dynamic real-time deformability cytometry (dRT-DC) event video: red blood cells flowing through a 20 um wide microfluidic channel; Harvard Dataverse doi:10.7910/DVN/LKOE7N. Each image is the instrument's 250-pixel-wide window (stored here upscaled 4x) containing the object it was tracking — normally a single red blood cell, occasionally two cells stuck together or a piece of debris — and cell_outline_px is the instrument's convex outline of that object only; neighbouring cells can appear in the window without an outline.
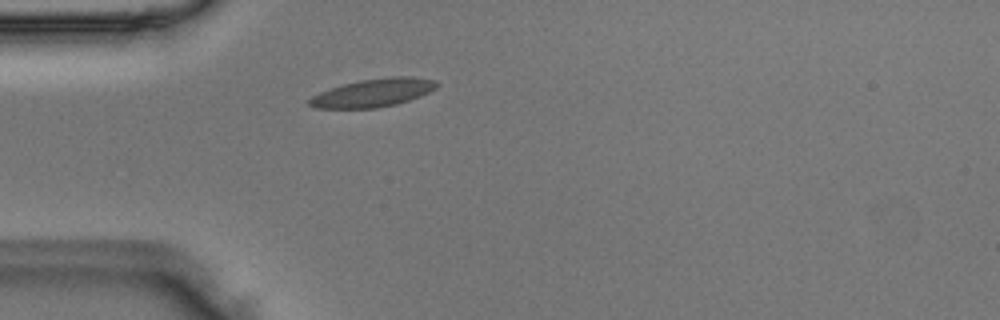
{"species": "Egyptian fruit bat (a non-hibernating species)", "species_latin": "Rousettus aegyptiacus", "temperature_condition": "room temperature", "stored_images_in_passage": 27, "camera_frame_rate_fps": 3000, "um_per_image_px": 0.085, "animal": {"sex": "male"}, "frame": {"image": 1, "passage_image": 2, "time_ms": 0.333, "image_size_px": [1000, 320], "cell_outline_px": [[440, 84], [436, 88], [420, 96], [396, 104], [376, 108], [316, 108], [308, 104], [308, 100], [312, 96], [320, 92], [344, 84], [360, 80], [388, 76], [412, 76], [436, 80]], "centroid_in_image_um": [31.75, 7.87], "position_along_channel_um": 53.2, "area_um2": 20.87}}
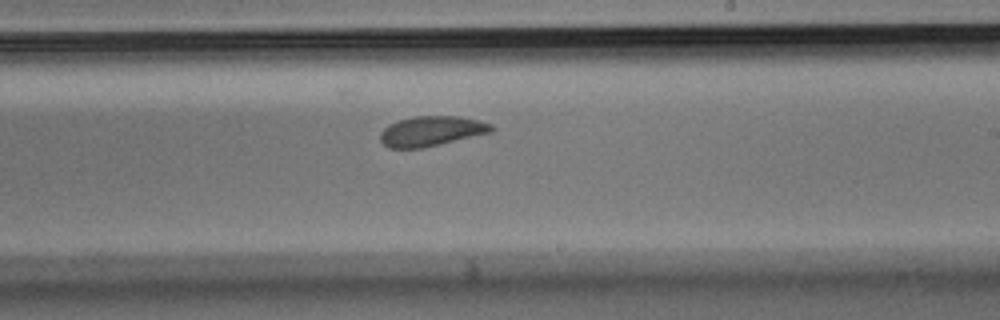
{"frame": {"image": 2, "passage_image": 18, "time_ms": 5.667, "image_size_px": [1000, 320], "cell_outline_px": [[496, 128], [492, 132], [440, 144], [420, 148], [388, 148], [380, 140], [380, 132], [388, 124], [400, 120], [416, 116], [460, 116], [492, 124]], "centroid_in_image_um": [36.67, 11.14], "position_along_channel_um": 252.3, "area_um2": 19.36}}
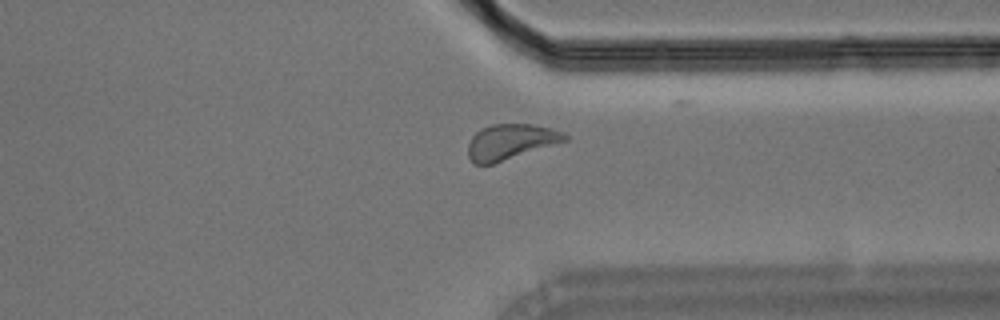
{"frame": {"image": 3, "passage_image": 27, "time_ms": 8.667, "image_size_px": [1000, 320], "cell_outline_px": [[568, 140], [492, 164], [472, 164], [468, 156], [468, 144], [472, 136], [480, 128], [492, 124], [532, 124], [552, 128], [564, 132], [568, 136]], "centroid_in_image_um": [43.38, 12.04], "position_along_channel_um": 368.0, "area_um2": 20.0}}